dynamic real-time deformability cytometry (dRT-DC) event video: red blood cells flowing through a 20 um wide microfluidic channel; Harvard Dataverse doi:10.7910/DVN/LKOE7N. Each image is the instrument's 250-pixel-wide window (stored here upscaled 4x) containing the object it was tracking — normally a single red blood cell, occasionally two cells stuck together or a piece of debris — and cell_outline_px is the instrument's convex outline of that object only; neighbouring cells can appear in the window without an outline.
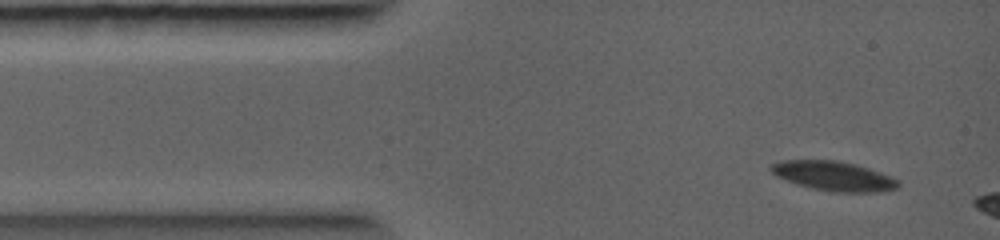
{"species": "common noctule bat (a hibernating species)", "species_latin": "Nyctalus noctula", "temperature_condition": "warm", "stored_images_in_passage": 4, "segment_of_instrument_passage": [2, 2], "camera_frame_rate_fps": 5000, "um_per_image_px": 0.085, "animal": {"sex": "female", "body_mass_g": 19.0, "forearm_length_mm": 56.7}, "frame": {"image": 1, "passage_image": 4, "time_ms": 2.2, "image_size_px": [1000, 240], "cell_outline_px": [[900, 188], [880, 192], [832, 192], [812, 188], [796, 184], [776, 176], [768, 168], [772, 164], [780, 160], [836, 160], [856, 164], [880, 172], [900, 180]], "centroid_in_image_um": [70.88, 14.97], "position_along_channel_um": 14.1, "area_um2": 22.08}}